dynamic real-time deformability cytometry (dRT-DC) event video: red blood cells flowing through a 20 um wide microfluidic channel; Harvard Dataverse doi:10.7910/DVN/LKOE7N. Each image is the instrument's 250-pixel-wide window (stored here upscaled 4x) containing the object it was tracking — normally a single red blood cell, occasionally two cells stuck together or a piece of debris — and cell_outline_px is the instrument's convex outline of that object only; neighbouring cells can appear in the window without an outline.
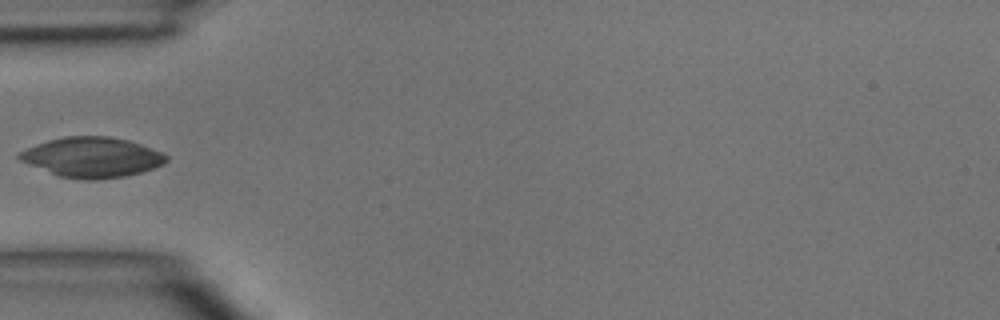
{"species": "common noctule bat (a hibernating species)", "species_latin": "Nyctalus noctula", "temperature_condition": "room temperature", "stored_images_in_passage": 4, "camera_frame_rate_fps": 3000, "um_per_image_px": 0.085, "animal": {"sex": "male", "body_mass_g": 15.6}, "frame": {"image": 1, "passage_image": 4, "time_ms": 4.333, "image_size_px": [1000, 320], "cell_outline_px": [[168, 160], [164, 164], [140, 172], [124, 176], [100, 180], [84, 180], [60, 176], [20, 160], [16, 156], [20, 152], [36, 144], [48, 140], [64, 136], [108, 136], [128, 140], [164, 152], [168, 156]], "centroid_in_image_um": [7.86, 13.36], "position_along_channel_um": 77.1, "area_um2": 34.16}}